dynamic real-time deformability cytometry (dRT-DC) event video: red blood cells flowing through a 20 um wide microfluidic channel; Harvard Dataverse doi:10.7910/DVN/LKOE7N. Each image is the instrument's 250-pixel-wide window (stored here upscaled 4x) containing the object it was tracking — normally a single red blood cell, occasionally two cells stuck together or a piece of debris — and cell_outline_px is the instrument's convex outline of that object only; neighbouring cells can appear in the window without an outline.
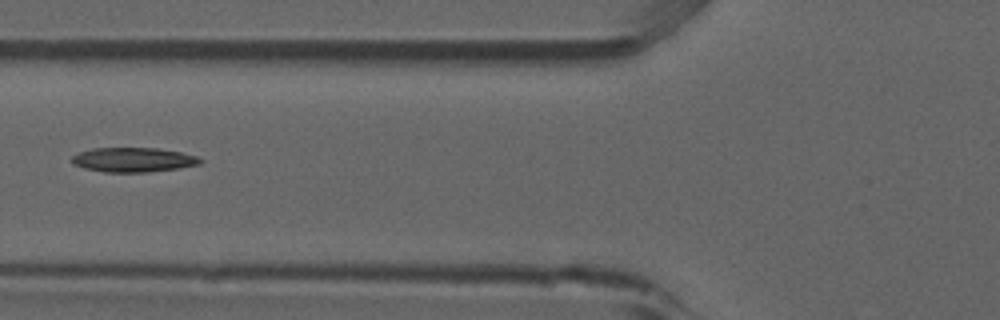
{"species": "common noctule bat (a hibernating species)", "species_latin": "Nyctalus noctula", "temperature_condition": "room temperature", "stored_images_in_passage": 6, "camera_frame_rate_fps": 3000, "um_per_image_px": 0.085, "animal": {"sex": "male", "forearm_length_mm": 52.5}, "frame": {"image": 1, "passage_image": 6, "time_ms": 1.667, "image_size_px": [1000, 320], "cell_outline_px": [[204, 160], [200, 164], [180, 168], [148, 172], [104, 172], [84, 168], [72, 164], [72, 156], [80, 152], [92, 148], [156, 148], [180, 152], [196, 156]], "centroid_in_image_um": [11.33, 13.58], "position_along_channel_um": 114.5, "area_um2": 18.32}}